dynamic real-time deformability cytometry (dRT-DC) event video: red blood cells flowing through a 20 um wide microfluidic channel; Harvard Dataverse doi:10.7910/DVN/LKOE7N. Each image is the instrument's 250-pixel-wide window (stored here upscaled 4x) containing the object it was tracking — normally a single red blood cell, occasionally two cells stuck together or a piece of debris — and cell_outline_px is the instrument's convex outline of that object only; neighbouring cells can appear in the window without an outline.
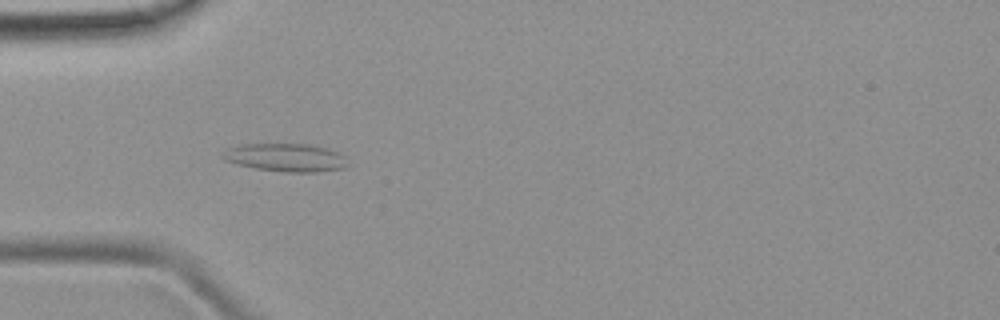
{"species": "common noctule bat (a hibernating species)", "species_latin": "Nyctalus noctula", "temperature_condition": "room temperature", "stored_images_in_passage": 5, "camera_frame_rate_fps": 3000, "um_per_image_px": 0.085, "animal": {"sex": "female", "body_mass_g": 19.9}, "frame": {"image": 1, "passage_image": 5, "time_ms": 4.667, "image_size_px": [1000, 320], "cell_outline_px": [[344, 168], [316, 172], [284, 172], [256, 168], [236, 164], [224, 160], [220, 156], [228, 148], [244, 144], [308, 144], [324, 148], [336, 152], [344, 156]], "centroid_in_image_um": [24.22, 13.39], "position_along_channel_um": 60.8, "area_um2": 20.11}}